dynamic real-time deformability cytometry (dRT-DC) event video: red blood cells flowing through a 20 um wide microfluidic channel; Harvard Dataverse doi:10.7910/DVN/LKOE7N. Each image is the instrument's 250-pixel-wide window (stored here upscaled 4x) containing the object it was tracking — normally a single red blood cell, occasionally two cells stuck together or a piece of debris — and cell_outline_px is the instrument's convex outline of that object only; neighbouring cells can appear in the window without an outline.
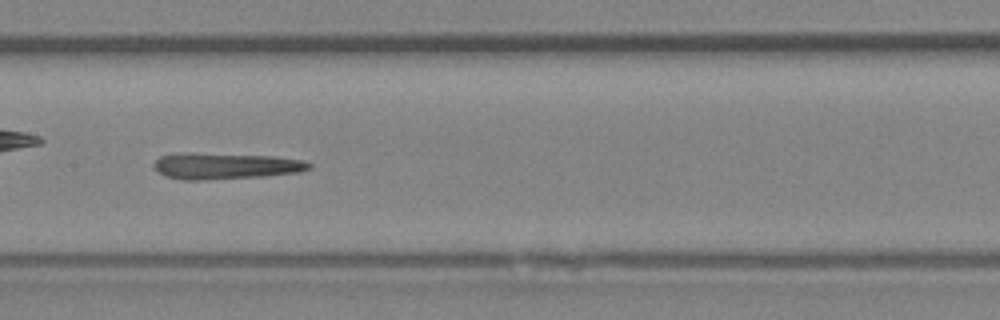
{"species": "Egyptian fruit bat (a non-hibernating species)", "species_latin": "Rousettus aegyptiacus", "temperature_condition": "room temperature", "stored_images_in_passage": 34, "camera_frame_rate_fps": 3000, "um_per_image_px": 0.085, "animal": {"sex": "female"}, "frame": {"image": 1, "passage_image": 10, "time_ms": 3.0, "image_size_px": [1000, 320], "cell_outline_px": [[312, 168], [296, 172], [264, 176], [204, 180], [180, 180], [164, 176], [156, 172], [152, 164], [160, 156], [276, 156], [304, 160], [312, 164]], "centroid_in_image_um": [19.23, 14.18], "position_along_channel_um": 188.2, "area_um2": 22.43}}
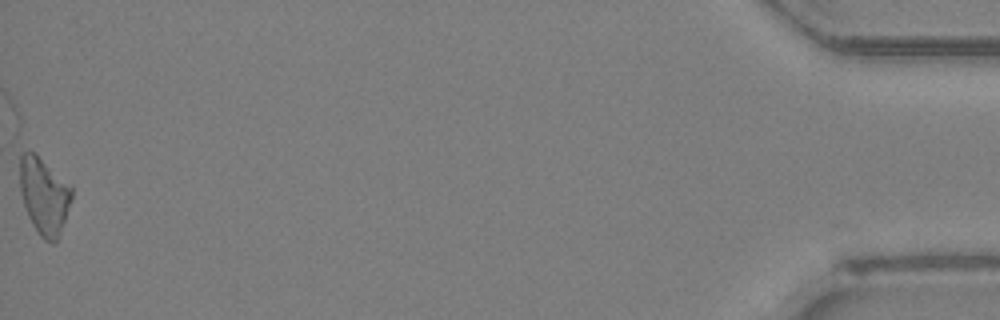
{"frame": {"image": 2, "passage_image": 34, "time_ms": 11.0, "image_size_px": [1000, 320], "cell_outline_px": [[72, 200], [60, 232], [56, 240], [52, 244], [44, 240], [40, 236], [32, 224], [28, 216], [20, 192], [20, 156], [24, 152], [36, 152], [72, 184]], "centroid_in_image_um": [3.77, 16.6], "position_along_channel_um": 431.4, "area_um2": 23.52}}